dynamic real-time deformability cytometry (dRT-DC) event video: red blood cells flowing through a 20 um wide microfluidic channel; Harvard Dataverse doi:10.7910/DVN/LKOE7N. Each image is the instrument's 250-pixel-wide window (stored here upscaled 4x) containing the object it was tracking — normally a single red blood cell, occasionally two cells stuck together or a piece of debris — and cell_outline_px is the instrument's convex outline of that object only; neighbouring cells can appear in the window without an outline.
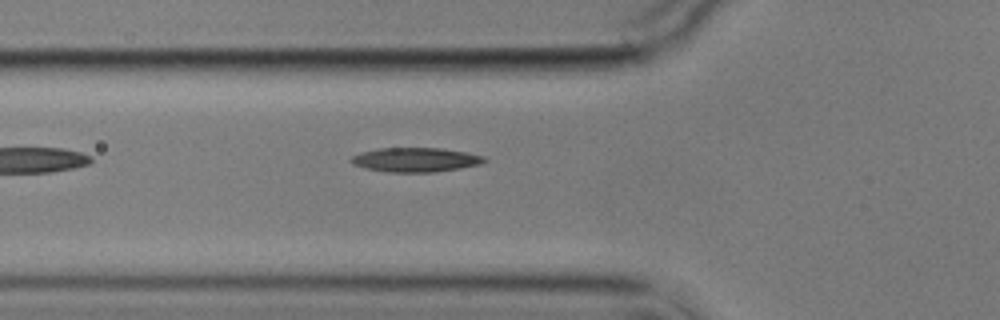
{"species": "common noctule bat (a hibernating species)", "species_latin": "Nyctalus noctula", "temperature_condition": "cold", "stored_images_in_passage": 5, "camera_frame_rate_fps": 3000, "um_per_image_px": 0.085, "animal": {"sex": "male", "body_mass_g": 17.9}, "frame": {"image": 1, "passage_image": 5, "time_ms": 4.667, "image_size_px": [1000, 320], "cell_outline_px": [[488, 160], [480, 164], [460, 168], [436, 172], [388, 172], [364, 168], [352, 164], [348, 160], [352, 156], [360, 152], [380, 148], [440, 148], [464, 152], [484, 156]], "centroid_in_image_um": [35.28, 13.58], "position_along_channel_um": 90.5, "area_um2": 18.9}}